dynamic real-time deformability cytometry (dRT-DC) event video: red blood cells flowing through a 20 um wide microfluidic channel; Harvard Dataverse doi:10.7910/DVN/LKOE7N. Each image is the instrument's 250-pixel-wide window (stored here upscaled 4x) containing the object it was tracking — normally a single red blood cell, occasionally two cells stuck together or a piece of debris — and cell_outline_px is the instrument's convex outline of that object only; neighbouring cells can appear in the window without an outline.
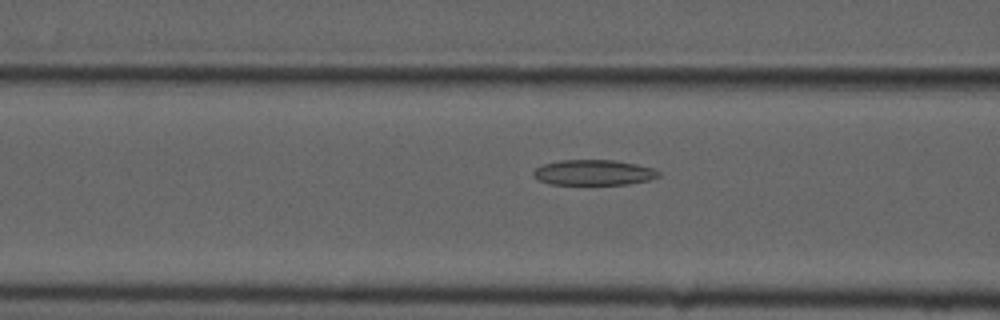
{"species": "common noctule bat (a hibernating species)", "species_latin": "Nyctalus noctula", "temperature_condition": "cold", "stored_images_in_passage": 44, "camera_frame_rate_fps": 3000, "um_per_image_px": 0.085, "animal": {"sex": "male", "forearm_length_mm": 52.5}, "frame": {"image": 1, "passage_image": 11, "time_ms": 3.333, "image_size_px": [1000, 320], "cell_outline_px": [[660, 176], [648, 180], [628, 184], [548, 184], [532, 176], [532, 172], [536, 168], [544, 164], [560, 160], [612, 160], [636, 164], [652, 168], [660, 172]], "centroid_in_image_um": [50.44, 14.66], "position_along_channel_um": 116.2, "area_um2": 18.44}}
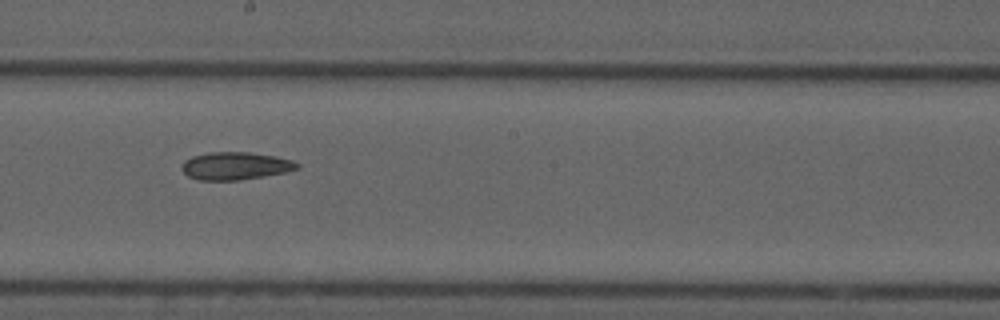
{"frame": {"image": 2, "passage_image": 20, "time_ms": 6.333, "image_size_px": [1000, 320], "cell_outline_px": [[300, 168], [284, 172], [264, 176], [240, 180], [200, 180], [188, 176], [180, 168], [184, 160], [192, 156], [208, 152], [248, 152], [276, 156], [292, 160], [300, 164]], "centroid_in_image_um": [20.0, 14.09], "position_along_channel_um": 228.2, "area_um2": 18.67}}
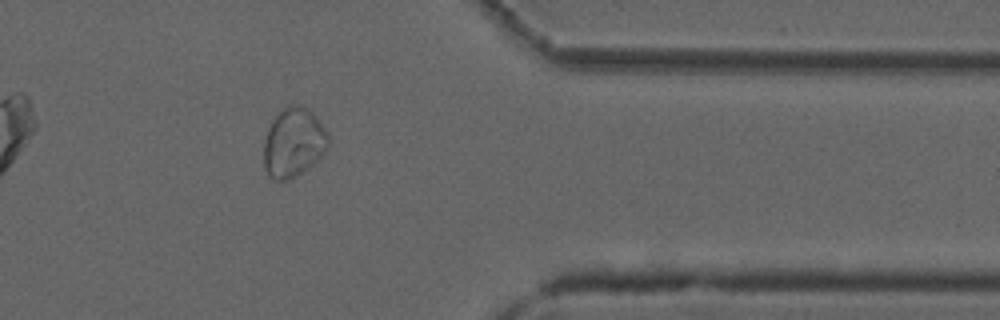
{"frame": {"image": 3, "passage_image": 34, "time_ms": 11.0, "image_size_px": [1000, 320], "cell_outline_px": [[328, 148], [312, 164], [288, 180], [276, 180], [268, 176], [264, 164], [264, 140], [268, 128], [272, 120], [288, 104], [300, 104], [308, 108], [316, 116], [328, 132]], "centroid_in_image_um": [24.95, 12.08], "position_along_channel_um": 386.5, "area_um2": 25.89}}